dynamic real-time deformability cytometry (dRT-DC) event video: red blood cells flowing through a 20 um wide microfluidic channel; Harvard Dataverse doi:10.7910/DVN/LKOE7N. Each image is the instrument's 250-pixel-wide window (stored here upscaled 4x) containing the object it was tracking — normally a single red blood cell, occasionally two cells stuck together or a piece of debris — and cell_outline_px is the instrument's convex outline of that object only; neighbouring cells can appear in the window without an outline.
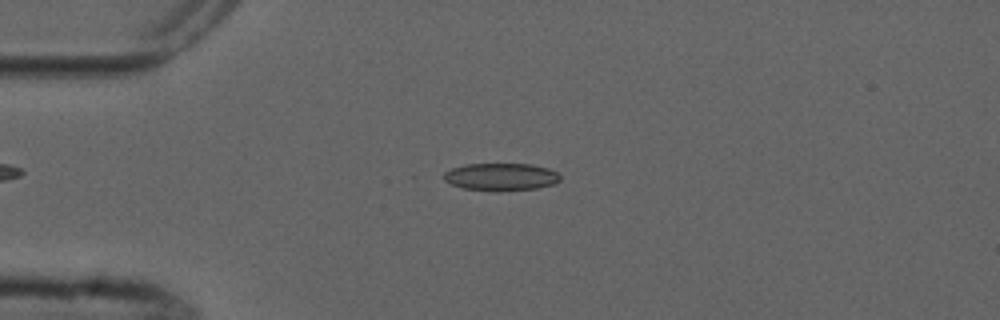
{"species": "common noctule bat (a hibernating species)", "species_latin": "Nyctalus noctula", "temperature_condition": "cold", "stored_images_in_passage": 6, "camera_frame_rate_fps": 3000, "um_per_image_px": 0.085, "animal": {"sex": "male", "forearm_length_mm": 52.5}, "frame": {"image": 1, "passage_image": 4, "time_ms": 3.333, "image_size_px": [1000, 320], "cell_outline_px": [[560, 180], [556, 184], [536, 188], [496, 192], [464, 188], [452, 184], [444, 180], [444, 172], [452, 168], [464, 164], [532, 164], [548, 168], [556, 172], [560, 176]], "centroid_in_image_um": [42.6, 15.04], "position_along_channel_um": 42.4, "area_um2": 18.79}}
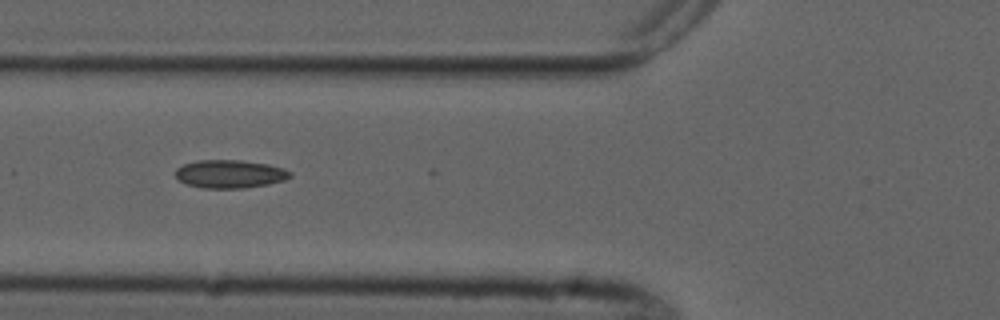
{"frame": {"image": 2, "passage_image": 6, "time_ms": 5.667, "image_size_px": [1000, 320], "cell_outline_px": [[292, 176], [284, 180], [268, 184], [244, 188], [204, 188], [188, 184], [180, 180], [176, 176], [176, 168], [184, 164], [196, 160], [240, 160], [268, 164], [284, 168], [292, 172]], "centroid_in_image_um": [19.57, 14.78], "position_along_channel_um": 106.2, "area_um2": 18.79}}